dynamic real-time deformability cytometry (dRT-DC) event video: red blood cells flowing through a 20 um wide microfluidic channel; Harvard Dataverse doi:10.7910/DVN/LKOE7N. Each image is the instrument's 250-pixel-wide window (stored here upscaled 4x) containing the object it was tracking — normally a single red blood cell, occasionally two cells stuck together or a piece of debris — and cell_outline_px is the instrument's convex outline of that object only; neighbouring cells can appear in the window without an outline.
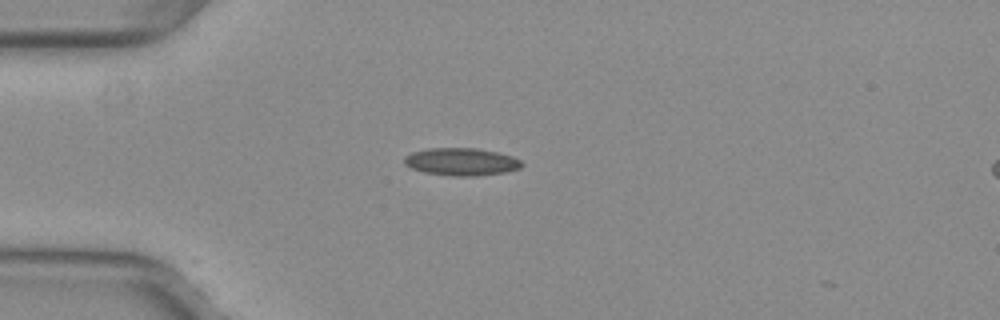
{"species": "common noctule bat (a hibernating species)", "species_latin": "Nyctalus noctula", "temperature_condition": "warm", "stored_images_in_passage": 37, "camera_frame_rate_fps": 3000, "um_per_image_px": 0.085, "animal": {"sex": "female", "body_mass_g": 29.2, "forearm_length_mm": 56.3}, "frame": {"image": 1, "passage_image": 1, "time_ms": 0.0, "image_size_px": [1000, 320], "cell_outline_px": [[524, 164], [520, 168], [504, 172], [476, 176], [452, 176], [424, 172], [412, 168], [404, 164], [404, 156], [412, 152], [428, 148], [476, 148], [496, 152], [512, 156], [520, 160]], "centroid_in_image_um": [39.2, 13.75], "position_along_channel_um": 45.8, "area_um2": 18.84}}
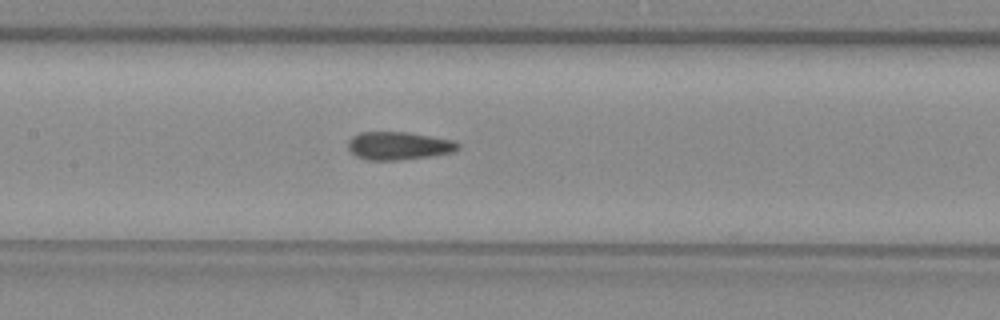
{"frame": {"image": 2, "passage_image": 12, "time_ms": 3.667, "image_size_px": [1000, 320], "cell_outline_px": [[460, 148], [452, 152], [428, 156], [400, 160], [364, 160], [356, 156], [348, 148], [348, 140], [352, 136], [360, 132], [408, 132], [452, 140], [460, 144]], "centroid_in_image_um": [33.85, 12.39], "position_along_channel_um": 173.5, "area_um2": 17.92}}
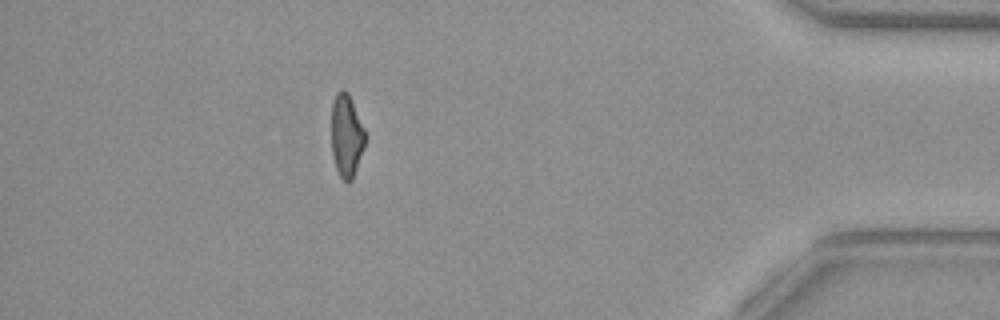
{"frame": {"image": 3, "passage_image": 33, "time_ms": 10.667, "image_size_px": [1000, 320], "cell_outline_px": [[364, 148], [352, 180], [348, 184], [340, 176], [336, 168], [332, 156], [332, 104], [336, 92], [340, 88], [344, 88], [348, 92], [364, 128]], "centroid_in_image_um": [29.44, 11.52], "position_along_channel_um": 405.8, "area_um2": 16.24}}